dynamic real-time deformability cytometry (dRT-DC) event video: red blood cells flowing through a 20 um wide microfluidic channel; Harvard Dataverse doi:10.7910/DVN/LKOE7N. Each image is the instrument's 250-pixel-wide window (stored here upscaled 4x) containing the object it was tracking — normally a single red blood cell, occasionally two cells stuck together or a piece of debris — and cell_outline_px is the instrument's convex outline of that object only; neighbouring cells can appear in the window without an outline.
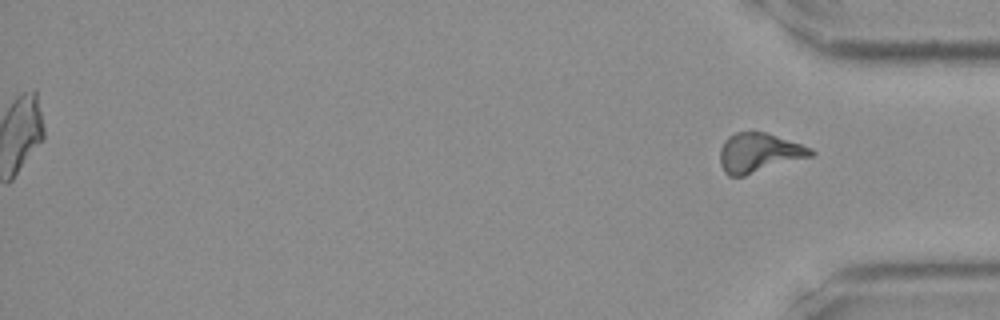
{"species": "Egyptian fruit bat (a non-hibernating species)", "species_latin": "Rousettus aegyptiacus", "temperature_condition": "room temperature", "stored_images_in_passage": 41, "segment_of_instrument_passage": [2, 2], "camera_frame_rate_fps": 3000, "um_per_image_px": 0.085, "frame": {"image": 1, "passage_image": 41, "time_ms": 13.333, "image_size_px": [1000, 320], "cell_outline_px": [[816, 152], [812, 156], [744, 176], [728, 176], [724, 172], [720, 164], [720, 148], [724, 140], [728, 136], [736, 132], [764, 132], [812, 148]], "centroid_in_image_um": [64.48, 12.99], "position_along_channel_um": 370.7, "area_um2": 20.75}}